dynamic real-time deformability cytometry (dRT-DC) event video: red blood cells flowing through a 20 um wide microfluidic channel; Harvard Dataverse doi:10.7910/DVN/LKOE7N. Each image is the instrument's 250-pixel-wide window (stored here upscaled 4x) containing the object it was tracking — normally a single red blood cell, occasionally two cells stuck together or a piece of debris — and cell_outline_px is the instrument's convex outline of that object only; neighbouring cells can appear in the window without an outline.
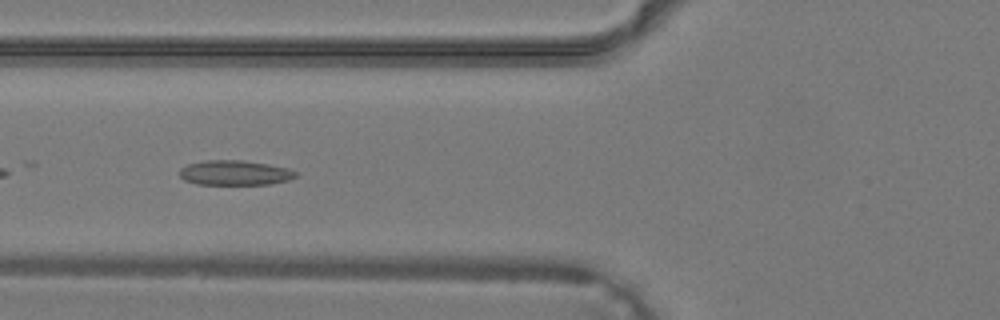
{"species": "common noctule bat (a hibernating species)", "species_latin": "Nyctalus noctula", "temperature_condition": "warm", "stored_images_in_passage": 22, "camera_frame_rate_fps": 3000, "um_per_image_px": 0.085, "animal": {"sex": "male", "body_mass_g": 19.2, "forearm_length_mm": 51.8}, "frame": {"image": 1, "passage_image": 3, "time_ms": 0.667, "image_size_px": [1000, 320], "cell_outline_px": [[300, 172], [296, 176], [288, 180], [268, 184], [196, 184], [184, 180], [180, 176], [180, 168], [188, 164], [208, 160], [244, 160], [268, 164], [288, 168]], "centroid_in_image_um": [19.98, 14.68], "position_along_channel_um": 105.8, "area_um2": 16.82}}
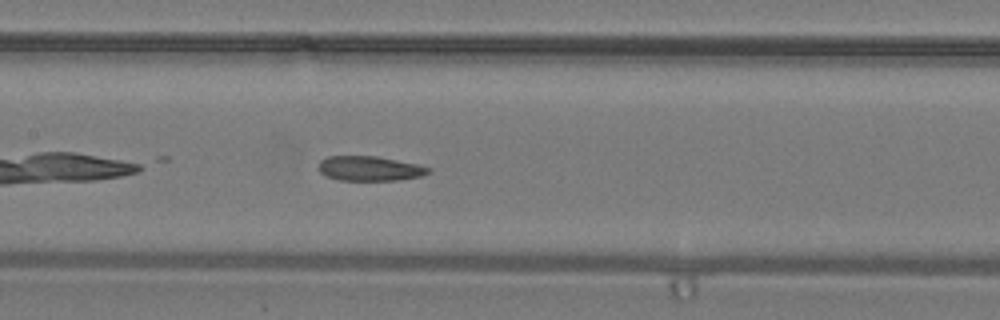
{"frame": {"image": 2, "passage_image": 7, "time_ms": 2.0, "image_size_px": [1000, 320], "cell_outline_px": [[432, 168], [428, 172], [420, 176], [396, 180], [340, 180], [328, 176], [320, 172], [316, 168], [320, 160], [328, 156], [376, 156], [416, 164]], "centroid_in_image_um": [31.36, 14.31], "position_along_channel_um": 176.0, "area_um2": 15.66}}
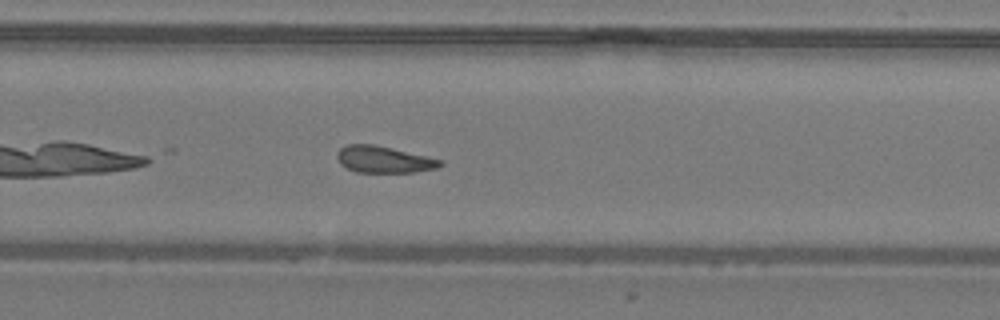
{"frame": {"image": 3, "passage_image": 14, "time_ms": 4.333, "image_size_px": [1000, 320], "cell_outline_px": [[444, 164], [436, 168], [412, 172], [356, 172], [340, 164], [336, 156], [336, 152], [340, 148], [348, 144], [372, 144], [392, 148], [428, 156], [444, 160]], "centroid_in_image_um": [32.63, 13.55], "position_along_channel_um": 297.2, "area_um2": 16.07}}